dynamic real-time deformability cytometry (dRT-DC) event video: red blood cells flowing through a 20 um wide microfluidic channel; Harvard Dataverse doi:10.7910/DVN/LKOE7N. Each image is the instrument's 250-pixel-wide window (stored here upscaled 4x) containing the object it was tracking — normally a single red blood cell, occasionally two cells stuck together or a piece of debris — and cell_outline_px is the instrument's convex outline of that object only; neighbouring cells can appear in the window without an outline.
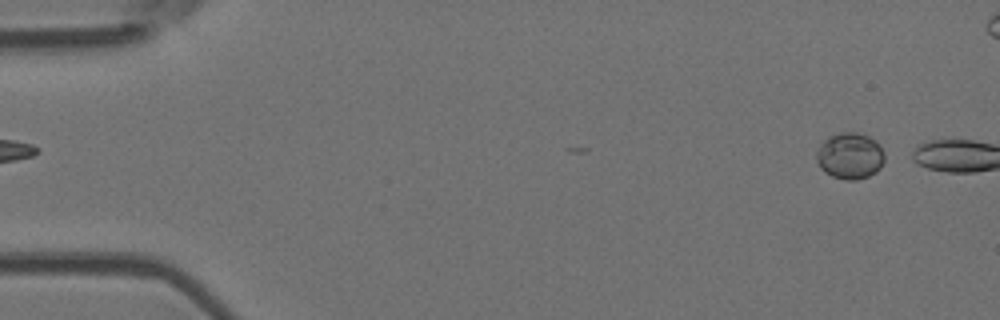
{"species": "Egyptian fruit bat (a non-hibernating species)", "species_latin": "Rousettus aegyptiacus", "temperature_condition": "room temperature", "stored_images_in_passage": 4, "camera_frame_rate_fps": 3000, "um_per_image_px": 0.085, "animal": {"sex": "female"}, "frame": {"image": 1, "passage_image": 4, "time_ms": 3.333, "image_size_px": [1000, 320], "cell_outline_px": [[884, 160], [880, 168], [876, 172], [868, 176], [856, 180], [844, 180], [832, 176], [824, 172], [820, 168], [816, 160], [816, 152], [820, 144], [824, 140], [840, 132], [856, 132], [868, 136], [876, 140], [880, 144], [884, 152]], "centroid_in_image_um": [72.25, 13.25], "position_along_channel_um": 12.8, "area_um2": 18.55}}